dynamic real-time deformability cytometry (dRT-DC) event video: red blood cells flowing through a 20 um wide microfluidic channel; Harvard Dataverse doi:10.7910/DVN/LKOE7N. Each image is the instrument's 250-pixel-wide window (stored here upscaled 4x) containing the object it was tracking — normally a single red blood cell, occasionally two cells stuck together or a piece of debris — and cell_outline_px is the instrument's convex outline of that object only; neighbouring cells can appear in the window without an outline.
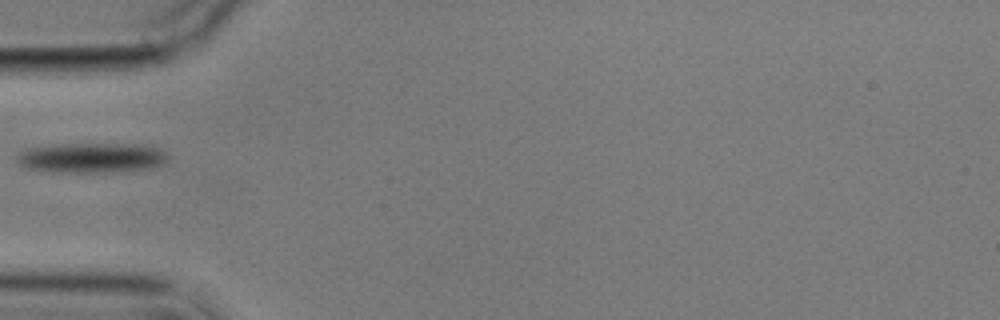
{"species": "common noctule bat (a hibernating species)", "species_latin": "Nyctalus noctula", "temperature_condition": "cold", "stored_images_in_passage": 4, "camera_frame_rate_fps": 3000, "um_per_image_px": 0.085, "animal": {"sex": "male", "body_mass_g": 17.9}, "frame": {"image": 1, "passage_image": 1, "time_ms": 0.0, "image_size_px": [1000, 320], "cell_outline_px": [[168, 160], [164, 164], [152, 168], [116, 172], [52, 172], [28, 168], [20, 164], [16, 160], [16, 156], [20, 152], [28, 148], [56, 144], [136, 144], [160, 148], [168, 156]], "centroid_in_image_um": [7.81, 13.41], "position_along_channel_um": 77.2, "area_um2": 26.59}}
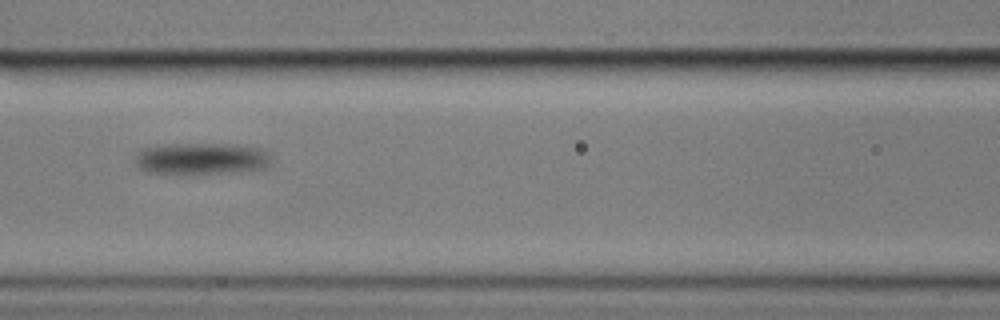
{"frame": {"image": 2, "passage_image": 3, "time_ms": 2.333, "image_size_px": [1000, 320], "cell_outline_px": [[272, 164], [268, 168], [240, 172], [176, 176], [164, 176], [144, 172], [136, 164], [136, 156], [140, 148], [172, 144], [228, 144], [264, 148], [272, 156]], "centroid_in_image_um": [17.13, 13.54], "position_along_channel_um": 149.5, "area_um2": 26.59}}
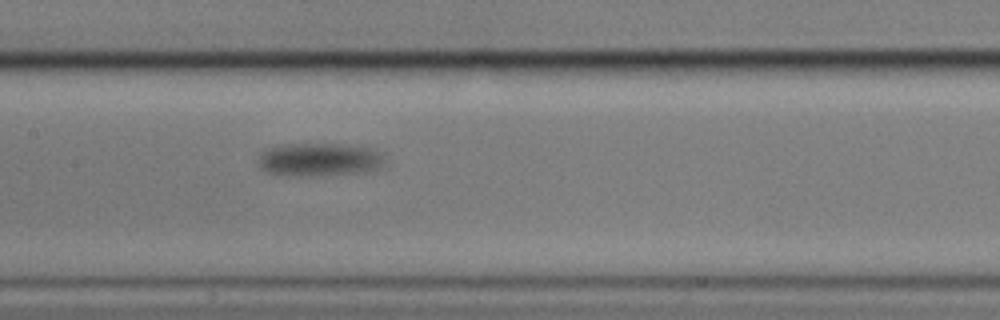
{"frame": {"image": 3, "passage_image": 4, "time_ms": 3.333, "image_size_px": [1000, 320], "cell_outline_px": [[388, 160], [376, 172], [324, 176], [276, 176], [260, 168], [256, 164], [256, 160], [260, 152], [268, 148], [280, 144], [336, 144], [376, 148]], "centroid_in_image_um": [27.17, 13.6], "position_along_channel_um": 180.2, "area_um2": 25.84}}